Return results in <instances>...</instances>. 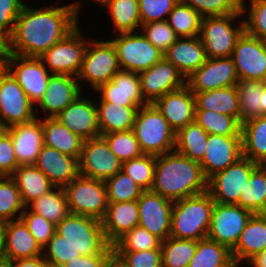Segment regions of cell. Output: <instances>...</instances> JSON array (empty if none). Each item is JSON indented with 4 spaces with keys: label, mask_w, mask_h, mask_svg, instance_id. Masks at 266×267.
<instances>
[{
    "label": "cell",
    "mask_w": 266,
    "mask_h": 267,
    "mask_svg": "<svg viewBox=\"0 0 266 267\" xmlns=\"http://www.w3.org/2000/svg\"><path fill=\"white\" fill-rule=\"evenodd\" d=\"M138 32L120 33L112 41L114 44L120 69L140 73L148 70L164 58V53L152 45ZM124 67V68H123Z\"/></svg>",
    "instance_id": "obj_8"
},
{
    "label": "cell",
    "mask_w": 266,
    "mask_h": 267,
    "mask_svg": "<svg viewBox=\"0 0 266 267\" xmlns=\"http://www.w3.org/2000/svg\"><path fill=\"white\" fill-rule=\"evenodd\" d=\"M193 93L195 110H212L235 117L240 122L239 97L235 86Z\"/></svg>",
    "instance_id": "obj_33"
},
{
    "label": "cell",
    "mask_w": 266,
    "mask_h": 267,
    "mask_svg": "<svg viewBox=\"0 0 266 267\" xmlns=\"http://www.w3.org/2000/svg\"><path fill=\"white\" fill-rule=\"evenodd\" d=\"M138 75L142 96L147 103H154L158 98L182 88L186 83L185 77L165 58Z\"/></svg>",
    "instance_id": "obj_19"
},
{
    "label": "cell",
    "mask_w": 266,
    "mask_h": 267,
    "mask_svg": "<svg viewBox=\"0 0 266 267\" xmlns=\"http://www.w3.org/2000/svg\"><path fill=\"white\" fill-rule=\"evenodd\" d=\"M114 263V255H94L76 257L61 267H110Z\"/></svg>",
    "instance_id": "obj_59"
},
{
    "label": "cell",
    "mask_w": 266,
    "mask_h": 267,
    "mask_svg": "<svg viewBox=\"0 0 266 267\" xmlns=\"http://www.w3.org/2000/svg\"><path fill=\"white\" fill-rule=\"evenodd\" d=\"M264 81L240 80L236 85L239 97L240 123L262 116Z\"/></svg>",
    "instance_id": "obj_39"
},
{
    "label": "cell",
    "mask_w": 266,
    "mask_h": 267,
    "mask_svg": "<svg viewBox=\"0 0 266 267\" xmlns=\"http://www.w3.org/2000/svg\"><path fill=\"white\" fill-rule=\"evenodd\" d=\"M3 229L6 259L14 261L43 255V249L21 219L3 223Z\"/></svg>",
    "instance_id": "obj_29"
},
{
    "label": "cell",
    "mask_w": 266,
    "mask_h": 267,
    "mask_svg": "<svg viewBox=\"0 0 266 267\" xmlns=\"http://www.w3.org/2000/svg\"><path fill=\"white\" fill-rule=\"evenodd\" d=\"M103 6L109 8L110 16L120 33L136 32L141 26L138 0H106Z\"/></svg>",
    "instance_id": "obj_41"
},
{
    "label": "cell",
    "mask_w": 266,
    "mask_h": 267,
    "mask_svg": "<svg viewBox=\"0 0 266 267\" xmlns=\"http://www.w3.org/2000/svg\"><path fill=\"white\" fill-rule=\"evenodd\" d=\"M156 156L143 154L122 162L121 171L127 174L144 191L151 190L154 182Z\"/></svg>",
    "instance_id": "obj_45"
},
{
    "label": "cell",
    "mask_w": 266,
    "mask_h": 267,
    "mask_svg": "<svg viewBox=\"0 0 266 267\" xmlns=\"http://www.w3.org/2000/svg\"><path fill=\"white\" fill-rule=\"evenodd\" d=\"M242 154L252 162L266 165V116L241 124Z\"/></svg>",
    "instance_id": "obj_34"
},
{
    "label": "cell",
    "mask_w": 266,
    "mask_h": 267,
    "mask_svg": "<svg viewBox=\"0 0 266 267\" xmlns=\"http://www.w3.org/2000/svg\"><path fill=\"white\" fill-rule=\"evenodd\" d=\"M132 130L144 154L158 156L175 150L176 133L153 103L138 108Z\"/></svg>",
    "instance_id": "obj_4"
},
{
    "label": "cell",
    "mask_w": 266,
    "mask_h": 267,
    "mask_svg": "<svg viewBox=\"0 0 266 267\" xmlns=\"http://www.w3.org/2000/svg\"><path fill=\"white\" fill-rule=\"evenodd\" d=\"M243 157L242 137L208 134L203 159L199 162L207 179Z\"/></svg>",
    "instance_id": "obj_20"
},
{
    "label": "cell",
    "mask_w": 266,
    "mask_h": 267,
    "mask_svg": "<svg viewBox=\"0 0 266 267\" xmlns=\"http://www.w3.org/2000/svg\"><path fill=\"white\" fill-rule=\"evenodd\" d=\"M231 58L239 80L266 81V42L244 32Z\"/></svg>",
    "instance_id": "obj_16"
},
{
    "label": "cell",
    "mask_w": 266,
    "mask_h": 267,
    "mask_svg": "<svg viewBox=\"0 0 266 267\" xmlns=\"http://www.w3.org/2000/svg\"><path fill=\"white\" fill-rule=\"evenodd\" d=\"M25 208L14 179L11 176H0V223L15 220L12 217Z\"/></svg>",
    "instance_id": "obj_47"
},
{
    "label": "cell",
    "mask_w": 266,
    "mask_h": 267,
    "mask_svg": "<svg viewBox=\"0 0 266 267\" xmlns=\"http://www.w3.org/2000/svg\"><path fill=\"white\" fill-rule=\"evenodd\" d=\"M7 54L6 42L0 39V74L5 70V58Z\"/></svg>",
    "instance_id": "obj_62"
},
{
    "label": "cell",
    "mask_w": 266,
    "mask_h": 267,
    "mask_svg": "<svg viewBox=\"0 0 266 267\" xmlns=\"http://www.w3.org/2000/svg\"><path fill=\"white\" fill-rule=\"evenodd\" d=\"M80 97L54 118L84 140L101 136L96 105L92 100H82Z\"/></svg>",
    "instance_id": "obj_21"
},
{
    "label": "cell",
    "mask_w": 266,
    "mask_h": 267,
    "mask_svg": "<svg viewBox=\"0 0 266 267\" xmlns=\"http://www.w3.org/2000/svg\"><path fill=\"white\" fill-rule=\"evenodd\" d=\"M6 259L3 223H0V261Z\"/></svg>",
    "instance_id": "obj_63"
},
{
    "label": "cell",
    "mask_w": 266,
    "mask_h": 267,
    "mask_svg": "<svg viewBox=\"0 0 266 267\" xmlns=\"http://www.w3.org/2000/svg\"><path fill=\"white\" fill-rule=\"evenodd\" d=\"M201 20L202 16L197 11L179 0L167 21L178 37L185 38L199 36Z\"/></svg>",
    "instance_id": "obj_44"
},
{
    "label": "cell",
    "mask_w": 266,
    "mask_h": 267,
    "mask_svg": "<svg viewBox=\"0 0 266 267\" xmlns=\"http://www.w3.org/2000/svg\"><path fill=\"white\" fill-rule=\"evenodd\" d=\"M110 267H118L115 263H113Z\"/></svg>",
    "instance_id": "obj_69"
},
{
    "label": "cell",
    "mask_w": 266,
    "mask_h": 267,
    "mask_svg": "<svg viewBox=\"0 0 266 267\" xmlns=\"http://www.w3.org/2000/svg\"><path fill=\"white\" fill-rule=\"evenodd\" d=\"M139 223L137 200L108 203L106 213L101 220L106 241L113 245L125 233Z\"/></svg>",
    "instance_id": "obj_27"
},
{
    "label": "cell",
    "mask_w": 266,
    "mask_h": 267,
    "mask_svg": "<svg viewBox=\"0 0 266 267\" xmlns=\"http://www.w3.org/2000/svg\"><path fill=\"white\" fill-rule=\"evenodd\" d=\"M242 0L243 12L223 16L202 17L199 37L204 45L207 58L230 57L233 49L245 32L243 21L239 27H232L231 21L246 11Z\"/></svg>",
    "instance_id": "obj_6"
},
{
    "label": "cell",
    "mask_w": 266,
    "mask_h": 267,
    "mask_svg": "<svg viewBox=\"0 0 266 267\" xmlns=\"http://www.w3.org/2000/svg\"><path fill=\"white\" fill-rule=\"evenodd\" d=\"M186 81L192 92H205L235 86L240 80L230 57L207 58Z\"/></svg>",
    "instance_id": "obj_17"
},
{
    "label": "cell",
    "mask_w": 266,
    "mask_h": 267,
    "mask_svg": "<svg viewBox=\"0 0 266 267\" xmlns=\"http://www.w3.org/2000/svg\"><path fill=\"white\" fill-rule=\"evenodd\" d=\"M249 21L244 22L245 32L266 42V0H251Z\"/></svg>",
    "instance_id": "obj_56"
},
{
    "label": "cell",
    "mask_w": 266,
    "mask_h": 267,
    "mask_svg": "<svg viewBox=\"0 0 266 267\" xmlns=\"http://www.w3.org/2000/svg\"><path fill=\"white\" fill-rule=\"evenodd\" d=\"M235 265L232 250L214 240L203 238L197 247L189 267H232Z\"/></svg>",
    "instance_id": "obj_36"
},
{
    "label": "cell",
    "mask_w": 266,
    "mask_h": 267,
    "mask_svg": "<svg viewBox=\"0 0 266 267\" xmlns=\"http://www.w3.org/2000/svg\"><path fill=\"white\" fill-rule=\"evenodd\" d=\"M197 247V241L168 237L161 242L163 267H189Z\"/></svg>",
    "instance_id": "obj_43"
},
{
    "label": "cell",
    "mask_w": 266,
    "mask_h": 267,
    "mask_svg": "<svg viewBox=\"0 0 266 267\" xmlns=\"http://www.w3.org/2000/svg\"><path fill=\"white\" fill-rule=\"evenodd\" d=\"M96 106L101 136L106 133L132 130L139 106H123L99 102Z\"/></svg>",
    "instance_id": "obj_35"
},
{
    "label": "cell",
    "mask_w": 266,
    "mask_h": 267,
    "mask_svg": "<svg viewBox=\"0 0 266 267\" xmlns=\"http://www.w3.org/2000/svg\"><path fill=\"white\" fill-rule=\"evenodd\" d=\"M44 145L79 160L84 139L71 132L56 118L42 120Z\"/></svg>",
    "instance_id": "obj_31"
},
{
    "label": "cell",
    "mask_w": 266,
    "mask_h": 267,
    "mask_svg": "<svg viewBox=\"0 0 266 267\" xmlns=\"http://www.w3.org/2000/svg\"><path fill=\"white\" fill-rule=\"evenodd\" d=\"M97 90L102 92L100 102L139 107L148 104L142 96L140 79L136 72L120 69Z\"/></svg>",
    "instance_id": "obj_23"
},
{
    "label": "cell",
    "mask_w": 266,
    "mask_h": 267,
    "mask_svg": "<svg viewBox=\"0 0 266 267\" xmlns=\"http://www.w3.org/2000/svg\"><path fill=\"white\" fill-rule=\"evenodd\" d=\"M78 164L79 175L102 181L114 176L122 167L103 136L84 140Z\"/></svg>",
    "instance_id": "obj_11"
},
{
    "label": "cell",
    "mask_w": 266,
    "mask_h": 267,
    "mask_svg": "<svg viewBox=\"0 0 266 267\" xmlns=\"http://www.w3.org/2000/svg\"><path fill=\"white\" fill-rule=\"evenodd\" d=\"M179 0H138L141 25L149 22L166 21L163 15L170 14Z\"/></svg>",
    "instance_id": "obj_55"
},
{
    "label": "cell",
    "mask_w": 266,
    "mask_h": 267,
    "mask_svg": "<svg viewBox=\"0 0 266 267\" xmlns=\"http://www.w3.org/2000/svg\"><path fill=\"white\" fill-rule=\"evenodd\" d=\"M214 205L208 191L174 201L170 236L195 241L206 238Z\"/></svg>",
    "instance_id": "obj_3"
},
{
    "label": "cell",
    "mask_w": 266,
    "mask_h": 267,
    "mask_svg": "<svg viewBox=\"0 0 266 267\" xmlns=\"http://www.w3.org/2000/svg\"><path fill=\"white\" fill-rule=\"evenodd\" d=\"M207 139V132L194 121L176 133L175 150L199 163L205 154Z\"/></svg>",
    "instance_id": "obj_38"
},
{
    "label": "cell",
    "mask_w": 266,
    "mask_h": 267,
    "mask_svg": "<svg viewBox=\"0 0 266 267\" xmlns=\"http://www.w3.org/2000/svg\"><path fill=\"white\" fill-rule=\"evenodd\" d=\"M45 267H61V266L53 265V264L47 263V264L45 265Z\"/></svg>",
    "instance_id": "obj_67"
},
{
    "label": "cell",
    "mask_w": 266,
    "mask_h": 267,
    "mask_svg": "<svg viewBox=\"0 0 266 267\" xmlns=\"http://www.w3.org/2000/svg\"><path fill=\"white\" fill-rule=\"evenodd\" d=\"M11 177L16 182L26 207H29V203L33 200L55 188L47 176L34 164L18 166Z\"/></svg>",
    "instance_id": "obj_32"
},
{
    "label": "cell",
    "mask_w": 266,
    "mask_h": 267,
    "mask_svg": "<svg viewBox=\"0 0 266 267\" xmlns=\"http://www.w3.org/2000/svg\"><path fill=\"white\" fill-rule=\"evenodd\" d=\"M57 191H49L47 194L33 200L31 211L42 215L55 225L58 224L69 213V207L63 187H55Z\"/></svg>",
    "instance_id": "obj_40"
},
{
    "label": "cell",
    "mask_w": 266,
    "mask_h": 267,
    "mask_svg": "<svg viewBox=\"0 0 266 267\" xmlns=\"http://www.w3.org/2000/svg\"><path fill=\"white\" fill-rule=\"evenodd\" d=\"M120 70L117 51L112 41L89 42L77 75L98 89Z\"/></svg>",
    "instance_id": "obj_9"
},
{
    "label": "cell",
    "mask_w": 266,
    "mask_h": 267,
    "mask_svg": "<svg viewBox=\"0 0 266 267\" xmlns=\"http://www.w3.org/2000/svg\"><path fill=\"white\" fill-rule=\"evenodd\" d=\"M79 4L32 9L23 6L13 32L5 40L7 53L39 57L77 25Z\"/></svg>",
    "instance_id": "obj_1"
},
{
    "label": "cell",
    "mask_w": 266,
    "mask_h": 267,
    "mask_svg": "<svg viewBox=\"0 0 266 267\" xmlns=\"http://www.w3.org/2000/svg\"><path fill=\"white\" fill-rule=\"evenodd\" d=\"M55 231L65 237L81 256L114 255L113 246L106 241L98 219L69 213L56 224Z\"/></svg>",
    "instance_id": "obj_5"
},
{
    "label": "cell",
    "mask_w": 266,
    "mask_h": 267,
    "mask_svg": "<svg viewBox=\"0 0 266 267\" xmlns=\"http://www.w3.org/2000/svg\"><path fill=\"white\" fill-rule=\"evenodd\" d=\"M0 267H13L12 261L10 259L1 260Z\"/></svg>",
    "instance_id": "obj_65"
},
{
    "label": "cell",
    "mask_w": 266,
    "mask_h": 267,
    "mask_svg": "<svg viewBox=\"0 0 266 267\" xmlns=\"http://www.w3.org/2000/svg\"><path fill=\"white\" fill-rule=\"evenodd\" d=\"M34 118L33 103L5 69L0 74V124L8 128L15 124L29 122Z\"/></svg>",
    "instance_id": "obj_13"
},
{
    "label": "cell",
    "mask_w": 266,
    "mask_h": 267,
    "mask_svg": "<svg viewBox=\"0 0 266 267\" xmlns=\"http://www.w3.org/2000/svg\"><path fill=\"white\" fill-rule=\"evenodd\" d=\"M254 267H266V249L249 261Z\"/></svg>",
    "instance_id": "obj_61"
},
{
    "label": "cell",
    "mask_w": 266,
    "mask_h": 267,
    "mask_svg": "<svg viewBox=\"0 0 266 267\" xmlns=\"http://www.w3.org/2000/svg\"><path fill=\"white\" fill-rule=\"evenodd\" d=\"M18 166L12 138L6 132L0 139V176H11Z\"/></svg>",
    "instance_id": "obj_58"
},
{
    "label": "cell",
    "mask_w": 266,
    "mask_h": 267,
    "mask_svg": "<svg viewBox=\"0 0 266 267\" xmlns=\"http://www.w3.org/2000/svg\"><path fill=\"white\" fill-rule=\"evenodd\" d=\"M49 248L48 252L43 254L47 263L62 266L76 257H81L78 250L72 246L65 237L58 233H54L45 248Z\"/></svg>",
    "instance_id": "obj_53"
},
{
    "label": "cell",
    "mask_w": 266,
    "mask_h": 267,
    "mask_svg": "<svg viewBox=\"0 0 266 267\" xmlns=\"http://www.w3.org/2000/svg\"><path fill=\"white\" fill-rule=\"evenodd\" d=\"M252 214L238 205L215 202L207 238L232 249Z\"/></svg>",
    "instance_id": "obj_14"
},
{
    "label": "cell",
    "mask_w": 266,
    "mask_h": 267,
    "mask_svg": "<svg viewBox=\"0 0 266 267\" xmlns=\"http://www.w3.org/2000/svg\"><path fill=\"white\" fill-rule=\"evenodd\" d=\"M28 208L26 207L24 211H21L19 219L25 223L37 243L44 249L56 232V225L45 219L42 215L32 211L29 212Z\"/></svg>",
    "instance_id": "obj_52"
},
{
    "label": "cell",
    "mask_w": 266,
    "mask_h": 267,
    "mask_svg": "<svg viewBox=\"0 0 266 267\" xmlns=\"http://www.w3.org/2000/svg\"><path fill=\"white\" fill-rule=\"evenodd\" d=\"M262 116H266V81H264L262 93Z\"/></svg>",
    "instance_id": "obj_64"
},
{
    "label": "cell",
    "mask_w": 266,
    "mask_h": 267,
    "mask_svg": "<svg viewBox=\"0 0 266 267\" xmlns=\"http://www.w3.org/2000/svg\"><path fill=\"white\" fill-rule=\"evenodd\" d=\"M232 267H239V264H235V265H233Z\"/></svg>",
    "instance_id": "obj_70"
},
{
    "label": "cell",
    "mask_w": 266,
    "mask_h": 267,
    "mask_svg": "<svg viewBox=\"0 0 266 267\" xmlns=\"http://www.w3.org/2000/svg\"><path fill=\"white\" fill-rule=\"evenodd\" d=\"M266 249V214H252L245 229L241 232L237 244L231 249L235 264L248 259L249 262L256 255Z\"/></svg>",
    "instance_id": "obj_30"
},
{
    "label": "cell",
    "mask_w": 266,
    "mask_h": 267,
    "mask_svg": "<svg viewBox=\"0 0 266 267\" xmlns=\"http://www.w3.org/2000/svg\"><path fill=\"white\" fill-rule=\"evenodd\" d=\"M108 203H119L137 200L144 191L123 171L105 181Z\"/></svg>",
    "instance_id": "obj_46"
},
{
    "label": "cell",
    "mask_w": 266,
    "mask_h": 267,
    "mask_svg": "<svg viewBox=\"0 0 266 267\" xmlns=\"http://www.w3.org/2000/svg\"><path fill=\"white\" fill-rule=\"evenodd\" d=\"M13 267H45L47 262L43 255L33 258L17 259L12 261Z\"/></svg>",
    "instance_id": "obj_60"
},
{
    "label": "cell",
    "mask_w": 266,
    "mask_h": 267,
    "mask_svg": "<svg viewBox=\"0 0 266 267\" xmlns=\"http://www.w3.org/2000/svg\"><path fill=\"white\" fill-rule=\"evenodd\" d=\"M141 28L147 40L163 53L179 38L167 20L142 24Z\"/></svg>",
    "instance_id": "obj_54"
},
{
    "label": "cell",
    "mask_w": 266,
    "mask_h": 267,
    "mask_svg": "<svg viewBox=\"0 0 266 267\" xmlns=\"http://www.w3.org/2000/svg\"><path fill=\"white\" fill-rule=\"evenodd\" d=\"M23 6L21 0H0V39L6 40L13 32Z\"/></svg>",
    "instance_id": "obj_57"
},
{
    "label": "cell",
    "mask_w": 266,
    "mask_h": 267,
    "mask_svg": "<svg viewBox=\"0 0 266 267\" xmlns=\"http://www.w3.org/2000/svg\"><path fill=\"white\" fill-rule=\"evenodd\" d=\"M55 187H64L79 175L78 159L43 146L34 164Z\"/></svg>",
    "instance_id": "obj_25"
},
{
    "label": "cell",
    "mask_w": 266,
    "mask_h": 267,
    "mask_svg": "<svg viewBox=\"0 0 266 267\" xmlns=\"http://www.w3.org/2000/svg\"><path fill=\"white\" fill-rule=\"evenodd\" d=\"M202 17L223 16L243 12L242 0H181Z\"/></svg>",
    "instance_id": "obj_51"
},
{
    "label": "cell",
    "mask_w": 266,
    "mask_h": 267,
    "mask_svg": "<svg viewBox=\"0 0 266 267\" xmlns=\"http://www.w3.org/2000/svg\"><path fill=\"white\" fill-rule=\"evenodd\" d=\"M7 132V127L0 124V139Z\"/></svg>",
    "instance_id": "obj_66"
},
{
    "label": "cell",
    "mask_w": 266,
    "mask_h": 267,
    "mask_svg": "<svg viewBox=\"0 0 266 267\" xmlns=\"http://www.w3.org/2000/svg\"><path fill=\"white\" fill-rule=\"evenodd\" d=\"M12 62L18 64L14 72ZM5 69L14 77L32 103H37L44 95L51 74L39 57L7 53Z\"/></svg>",
    "instance_id": "obj_15"
},
{
    "label": "cell",
    "mask_w": 266,
    "mask_h": 267,
    "mask_svg": "<svg viewBox=\"0 0 266 267\" xmlns=\"http://www.w3.org/2000/svg\"><path fill=\"white\" fill-rule=\"evenodd\" d=\"M207 190L208 179L198 162L176 150L156 156L151 191L174 202Z\"/></svg>",
    "instance_id": "obj_2"
},
{
    "label": "cell",
    "mask_w": 266,
    "mask_h": 267,
    "mask_svg": "<svg viewBox=\"0 0 266 267\" xmlns=\"http://www.w3.org/2000/svg\"><path fill=\"white\" fill-rule=\"evenodd\" d=\"M78 26L61 41L54 44L39 58L44 65H48L52 74L77 76L87 48L86 41H82ZM81 40V41H80Z\"/></svg>",
    "instance_id": "obj_12"
},
{
    "label": "cell",
    "mask_w": 266,
    "mask_h": 267,
    "mask_svg": "<svg viewBox=\"0 0 266 267\" xmlns=\"http://www.w3.org/2000/svg\"><path fill=\"white\" fill-rule=\"evenodd\" d=\"M194 121L207 134L241 136V123L232 116L216 113L212 110H195Z\"/></svg>",
    "instance_id": "obj_42"
},
{
    "label": "cell",
    "mask_w": 266,
    "mask_h": 267,
    "mask_svg": "<svg viewBox=\"0 0 266 267\" xmlns=\"http://www.w3.org/2000/svg\"><path fill=\"white\" fill-rule=\"evenodd\" d=\"M63 190L70 213L103 219L108 207L105 181L78 175Z\"/></svg>",
    "instance_id": "obj_7"
},
{
    "label": "cell",
    "mask_w": 266,
    "mask_h": 267,
    "mask_svg": "<svg viewBox=\"0 0 266 267\" xmlns=\"http://www.w3.org/2000/svg\"><path fill=\"white\" fill-rule=\"evenodd\" d=\"M164 58L186 79L205 63L207 56L200 37L196 36L179 37L164 53Z\"/></svg>",
    "instance_id": "obj_28"
},
{
    "label": "cell",
    "mask_w": 266,
    "mask_h": 267,
    "mask_svg": "<svg viewBox=\"0 0 266 267\" xmlns=\"http://www.w3.org/2000/svg\"><path fill=\"white\" fill-rule=\"evenodd\" d=\"M98 2H100V4H103L106 0H96Z\"/></svg>",
    "instance_id": "obj_68"
},
{
    "label": "cell",
    "mask_w": 266,
    "mask_h": 267,
    "mask_svg": "<svg viewBox=\"0 0 266 267\" xmlns=\"http://www.w3.org/2000/svg\"><path fill=\"white\" fill-rule=\"evenodd\" d=\"M153 104L175 133L194 122L195 96L186 84L182 88L158 98Z\"/></svg>",
    "instance_id": "obj_22"
},
{
    "label": "cell",
    "mask_w": 266,
    "mask_h": 267,
    "mask_svg": "<svg viewBox=\"0 0 266 267\" xmlns=\"http://www.w3.org/2000/svg\"><path fill=\"white\" fill-rule=\"evenodd\" d=\"M161 240L141 226H135L112 246L114 251H143L161 248Z\"/></svg>",
    "instance_id": "obj_48"
},
{
    "label": "cell",
    "mask_w": 266,
    "mask_h": 267,
    "mask_svg": "<svg viewBox=\"0 0 266 267\" xmlns=\"http://www.w3.org/2000/svg\"><path fill=\"white\" fill-rule=\"evenodd\" d=\"M137 202L139 209L138 225L161 241L170 237L174 202L151 190L143 191Z\"/></svg>",
    "instance_id": "obj_18"
},
{
    "label": "cell",
    "mask_w": 266,
    "mask_h": 267,
    "mask_svg": "<svg viewBox=\"0 0 266 267\" xmlns=\"http://www.w3.org/2000/svg\"><path fill=\"white\" fill-rule=\"evenodd\" d=\"M12 138L14 152L19 165L35 164L44 146L42 120L15 124L7 128Z\"/></svg>",
    "instance_id": "obj_24"
},
{
    "label": "cell",
    "mask_w": 266,
    "mask_h": 267,
    "mask_svg": "<svg viewBox=\"0 0 266 267\" xmlns=\"http://www.w3.org/2000/svg\"><path fill=\"white\" fill-rule=\"evenodd\" d=\"M75 77L51 74L44 95L37 102L40 108L50 112L49 117H56L72 101L82 94Z\"/></svg>",
    "instance_id": "obj_26"
},
{
    "label": "cell",
    "mask_w": 266,
    "mask_h": 267,
    "mask_svg": "<svg viewBox=\"0 0 266 267\" xmlns=\"http://www.w3.org/2000/svg\"><path fill=\"white\" fill-rule=\"evenodd\" d=\"M114 263L118 267H163L161 249L143 251H114Z\"/></svg>",
    "instance_id": "obj_50"
},
{
    "label": "cell",
    "mask_w": 266,
    "mask_h": 267,
    "mask_svg": "<svg viewBox=\"0 0 266 267\" xmlns=\"http://www.w3.org/2000/svg\"><path fill=\"white\" fill-rule=\"evenodd\" d=\"M258 163L242 157L208 179V192L216 203L237 205L240 192Z\"/></svg>",
    "instance_id": "obj_10"
},
{
    "label": "cell",
    "mask_w": 266,
    "mask_h": 267,
    "mask_svg": "<svg viewBox=\"0 0 266 267\" xmlns=\"http://www.w3.org/2000/svg\"><path fill=\"white\" fill-rule=\"evenodd\" d=\"M238 206L255 213L266 211V165L259 164L240 192Z\"/></svg>",
    "instance_id": "obj_37"
},
{
    "label": "cell",
    "mask_w": 266,
    "mask_h": 267,
    "mask_svg": "<svg viewBox=\"0 0 266 267\" xmlns=\"http://www.w3.org/2000/svg\"><path fill=\"white\" fill-rule=\"evenodd\" d=\"M102 136L121 162L138 158L144 154L133 130L111 132Z\"/></svg>",
    "instance_id": "obj_49"
}]
</instances>
